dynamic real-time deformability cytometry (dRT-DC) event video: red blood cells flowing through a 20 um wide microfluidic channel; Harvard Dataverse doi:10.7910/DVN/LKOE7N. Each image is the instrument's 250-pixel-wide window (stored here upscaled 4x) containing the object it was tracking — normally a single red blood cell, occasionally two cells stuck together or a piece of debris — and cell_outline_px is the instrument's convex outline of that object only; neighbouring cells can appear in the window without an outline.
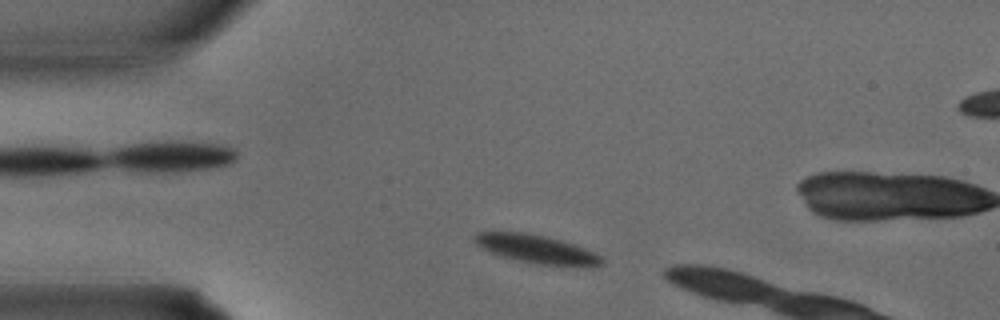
{"species": "common noctule bat (a hibernating species)", "species_latin": "Nyctalus noctula", "temperature_condition": "warm", "stored_images_in_passage": 7, "camera_frame_rate_fps": 3000, "um_per_image_px": 0.085, "animal": {"sex": "male", "body_mass_g": 15.6}, "frame": {"image": 1, "passage_image": 2, "time_ms": 0.333, "image_size_px": [1000, 320], "cell_outline_px": [[604, 264], [588, 268], [584, 268], [536, 264], [516, 260], [500, 256], [488, 252], [480, 248], [472, 240], [472, 236], [476, 232], [524, 232], [548, 236], [584, 248], [600, 256], [604, 260]], "centroid_in_image_um": [45.6, 21.2], "position_along_channel_um": 39.4, "area_um2": 21.68}}
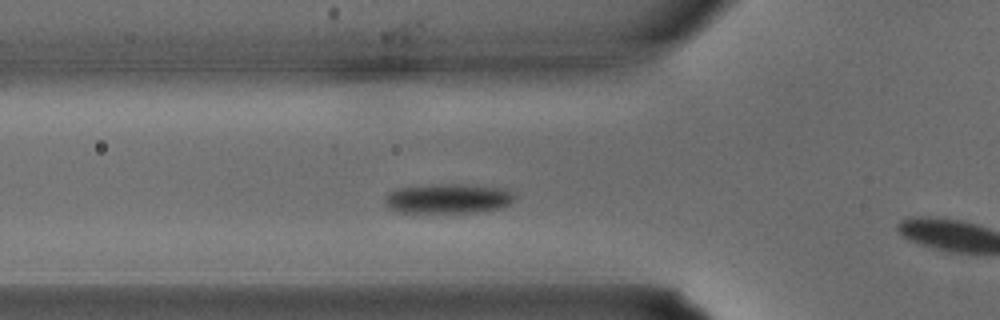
{"frame": {"image": 2, "passage_image": 6, "time_ms": 1.667, "image_size_px": [1000, 320], "cell_outline_px": [[516, 196], [512, 204], [500, 208], [480, 212], [392, 212], [384, 204], [384, 196], [388, 192], [396, 188], [428, 184], [460, 184], [508, 188]], "centroid_in_image_um": [38.07, 16.87], "position_along_channel_um": 87.7, "area_um2": 23.06}}